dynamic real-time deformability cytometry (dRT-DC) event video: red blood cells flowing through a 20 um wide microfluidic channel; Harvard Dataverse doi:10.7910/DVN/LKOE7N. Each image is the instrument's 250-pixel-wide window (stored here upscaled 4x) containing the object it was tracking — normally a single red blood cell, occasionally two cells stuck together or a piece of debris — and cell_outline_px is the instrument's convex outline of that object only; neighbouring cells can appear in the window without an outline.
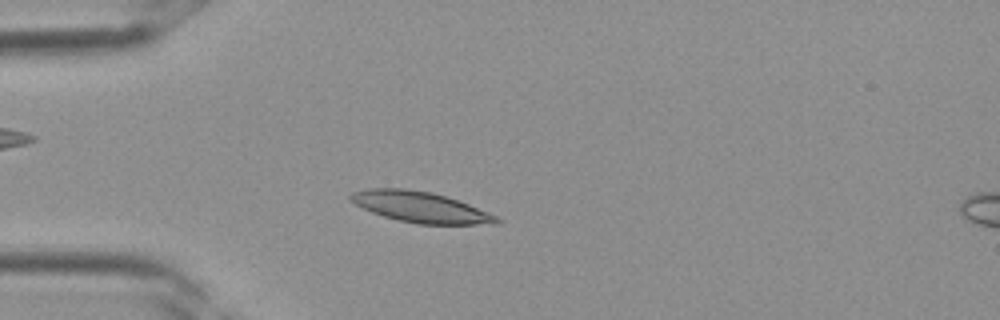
{"species": "Egyptian fruit bat (a non-hibernating species)", "species_latin": "Rousettus aegyptiacus", "temperature_condition": "room temperature", "stored_images_in_passage": 34, "camera_frame_rate_fps": 3000, "um_per_image_px": 0.085, "frame": {"image": 1, "passage_image": 7, "time_ms": 2.0, "image_size_px": [1000, 320], "cell_outline_px": [[500, 220], [496, 224], [416, 224], [384, 216], [372, 212], [348, 200], [348, 196], [352, 192], [368, 188], [404, 188], [432, 192], [468, 204], [488, 212], [496, 216]], "centroid_in_image_um": [35.69, 17.59], "position_along_channel_um": 49.3, "area_um2": 25.89}}
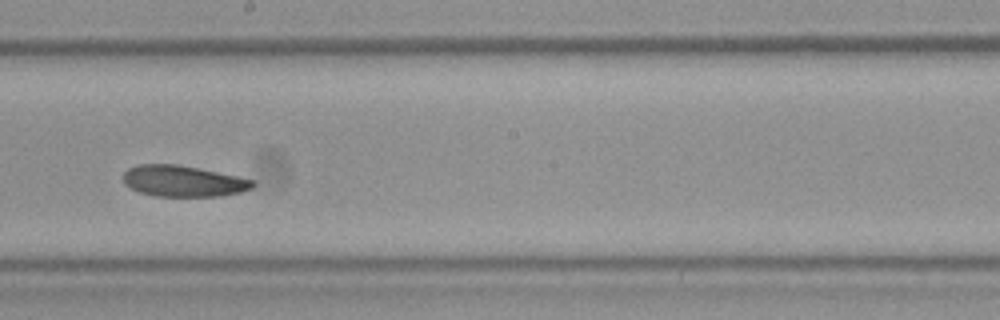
{"frame": {"image": 2, "passage_image": 18, "time_ms": 5.667, "image_size_px": [1000, 320], "cell_outline_px": [[256, 184], [252, 188], [240, 192], [220, 196], [156, 196], [140, 192], [124, 184], [124, 172], [128, 168], [136, 164], [176, 164], [236, 176], [252, 180]], "centroid_in_image_um": [15.54, 15.39], "position_along_channel_um": 232.7, "area_um2": 23.24}}
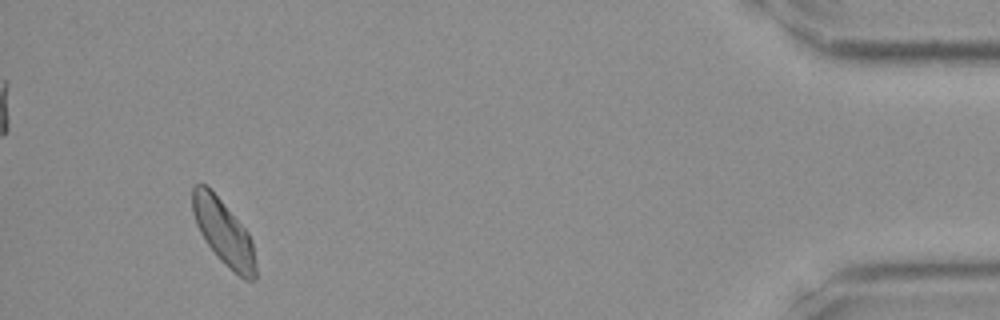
{"frame": {"image": 3, "passage_image": 32, "time_ms": 10.333, "image_size_px": [1000, 320], "cell_outline_px": [[256, 280], [244, 280], [220, 260], [216, 256], [200, 232], [196, 224], [192, 212], [192, 188], [196, 184], [204, 184], [220, 200], [248, 232], [252, 240], [256, 264]], "centroid_in_image_um": [19.01, 19.79], "position_along_channel_um": 416.2, "area_um2": 23.64}}